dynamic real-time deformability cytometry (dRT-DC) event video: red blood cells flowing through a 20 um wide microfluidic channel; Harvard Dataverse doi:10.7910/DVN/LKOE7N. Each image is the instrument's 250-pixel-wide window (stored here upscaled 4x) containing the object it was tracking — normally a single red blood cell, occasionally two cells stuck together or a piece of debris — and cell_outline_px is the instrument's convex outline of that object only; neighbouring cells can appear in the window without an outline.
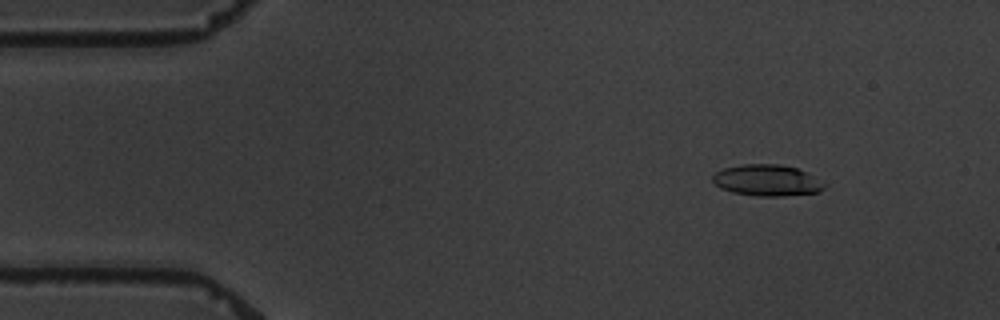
{"species": "common noctule bat (a hibernating species)", "species_latin": "Nyctalus noctula", "temperature_condition": "warm", "stored_images_in_passage": 5, "camera_frame_rate_fps": 3000, "um_per_image_px": 0.085, "animal": {"sex": "male", "body_mass_g": 19.5, "forearm_length_mm": 54.6}, "frame": {"image": 1, "passage_image": 2, "time_ms": 1.333, "image_size_px": [1000, 320], "cell_outline_px": [[828, 184], [820, 192], [780, 196], [756, 196], [732, 192], [720, 188], [712, 180], [712, 176], [716, 172], [724, 168], [740, 164], [780, 164], [796, 168]], "centroid_in_image_um": [65.19, 15.33], "position_along_channel_um": 19.8, "area_um2": 20.35}}
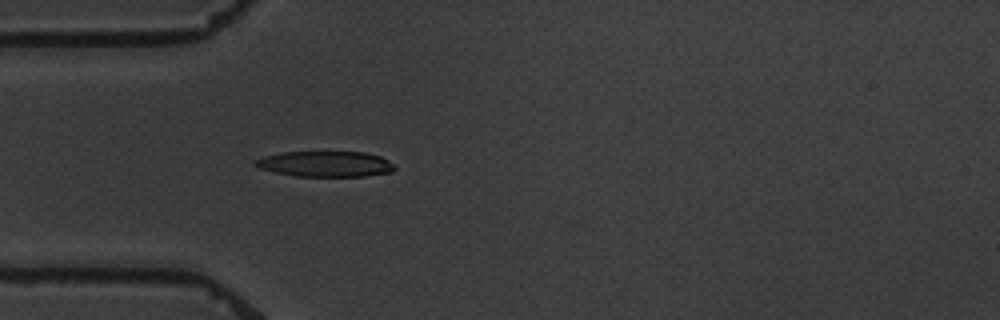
{"frame": {"image": 2, "passage_image": 5, "time_ms": 4.667, "image_size_px": [1000, 320], "cell_outline_px": [[396, 168], [392, 172], [364, 176], [296, 176], [276, 172], [260, 168], [252, 164], [252, 160], [264, 156], [280, 152], [364, 152], [380, 156], [388, 160]], "centroid_in_image_um": [27.63, 13.93], "position_along_channel_um": 57.4, "area_um2": 20.81}}